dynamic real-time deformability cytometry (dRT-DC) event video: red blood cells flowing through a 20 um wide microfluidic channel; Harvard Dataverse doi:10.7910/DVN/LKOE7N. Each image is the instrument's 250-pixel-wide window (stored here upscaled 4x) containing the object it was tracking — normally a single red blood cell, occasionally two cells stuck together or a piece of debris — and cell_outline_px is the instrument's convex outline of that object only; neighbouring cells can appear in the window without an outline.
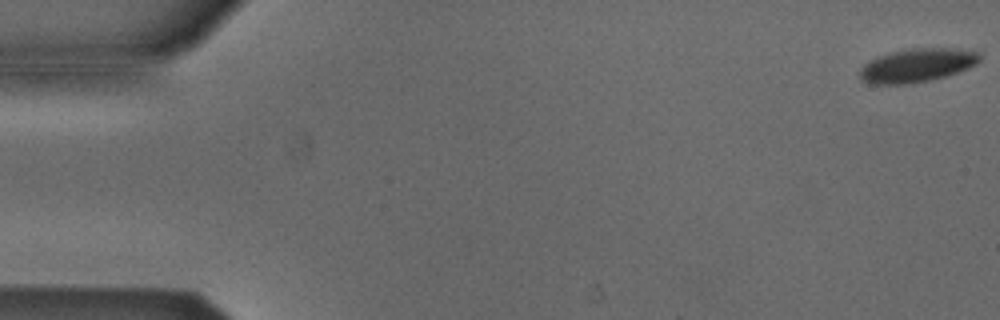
{"species": "Egyptian fruit bat (a non-hibernating species)", "species_latin": "Rousettus aegyptiacus", "temperature_condition": "cold", "stored_images_in_passage": 53, "camera_frame_rate_fps": 3000, "um_per_image_px": 0.085, "animal": {"sex": "male"}, "frame": {"image": 1, "passage_image": 1, "time_ms": 0.0, "image_size_px": [1000, 320], "cell_outline_px": [[980, 60], [976, 64], [968, 68], [948, 76], [908, 84], [872, 84], [860, 80], [860, 68], [864, 64], [876, 56], [888, 52], [912, 48], [952, 48], [980, 52]], "centroid_in_image_um": [77.93, 5.55], "position_along_channel_um": 7.1, "area_um2": 23.64}}
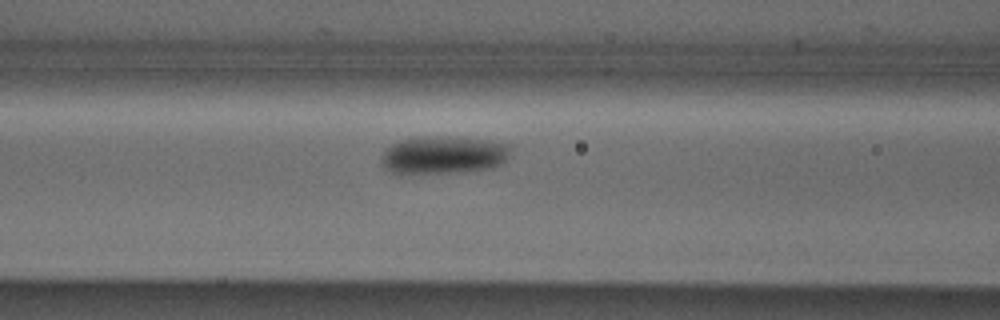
{"frame": {"image": 2, "passage_image": 22, "time_ms": 7.0, "image_size_px": [1000, 320], "cell_outline_px": [[512, 156], [500, 164], [492, 168], [464, 172], [392, 172], [384, 168], [380, 164], [380, 160], [384, 152], [392, 144], [400, 140], [412, 136], [460, 136], [512, 144]], "centroid_in_image_um": [37.77, 13.13], "position_along_channel_um": 128.8, "area_um2": 28.96}}
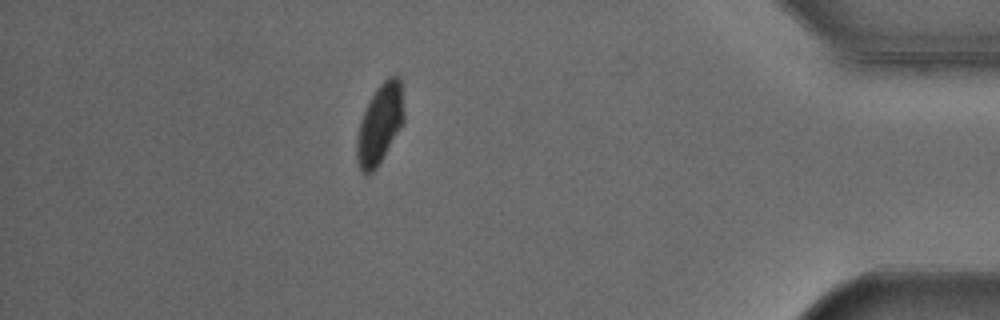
{"frame": {"image": 3, "passage_image": 47, "time_ms": 15.333, "image_size_px": [1000, 320], "cell_outline_px": [[404, 124], [376, 168], [372, 172], [364, 176], [360, 168], [356, 156], [356, 140], [360, 124], [364, 112], [376, 88], [388, 76], [400, 76], [404, 112]], "centroid_in_image_um": [32.3, 10.55], "position_along_channel_um": 402.9, "area_um2": 21.85}, "authors_computed_cell_mechanics": {"area_um2": 25.3742, "velocity_mm_per_s": 3.8501, "shape_relaxation_time_tau1_ms": 6.5983, "shape_relaxation_time_tau2_ms": null, "deformation_change_tau1": 0.1312, "deformation_change_tau2": null}}